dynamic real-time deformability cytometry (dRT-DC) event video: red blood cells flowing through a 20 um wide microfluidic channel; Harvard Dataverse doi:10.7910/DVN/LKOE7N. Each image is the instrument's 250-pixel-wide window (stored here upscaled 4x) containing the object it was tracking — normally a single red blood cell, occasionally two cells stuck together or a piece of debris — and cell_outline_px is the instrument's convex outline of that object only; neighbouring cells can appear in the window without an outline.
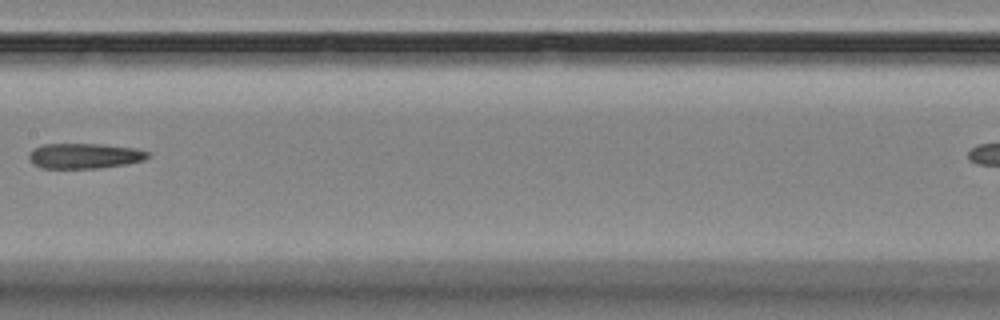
{"species": "Egyptian fruit bat (a non-hibernating species)", "species_latin": "Rousettus aegyptiacus", "temperature_condition": "room temperature", "stored_images_in_passage": 12, "camera_frame_rate_fps": 3000, "um_per_image_px": 0.085, "animal": {"sex": "female"}, "frame": {"image": 1, "passage_image": 9, "time_ms": 9.333, "image_size_px": [1000, 320], "cell_outline_px": [[152, 156], [144, 160], [128, 164], [100, 168], [40, 168], [32, 164], [28, 156], [36, 148], [44, 144], [96, 144], [136, 148], [148, 152]], "centroid_in_image_um": [7.22, 13.26], "position_along_channel_um": 200.2, "area_um2": 17.51}}
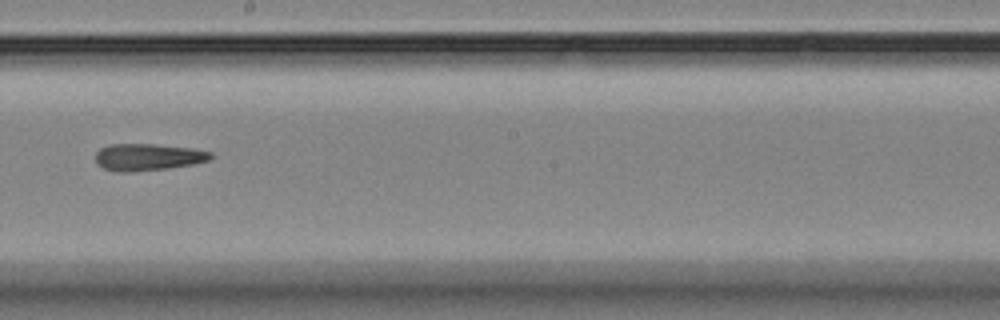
{"frame": {"image": 2, "passage_image": 10, "time_ms": 10.333, "image_size_px": [1000, 320], "cell_outline_px": [[212, 156], [208, 160], [192, 164], [168, 168], [132, 172], [120, 172], [104, 168], [96, 164], [96, 152], [100, 148], [108, 144], [156, 144], [192, 148], [212, 152]], "centroid_in_image_um": [12.54, 13.34], "position_along_channel_um": 235.7, "area_um2": 18.09}}
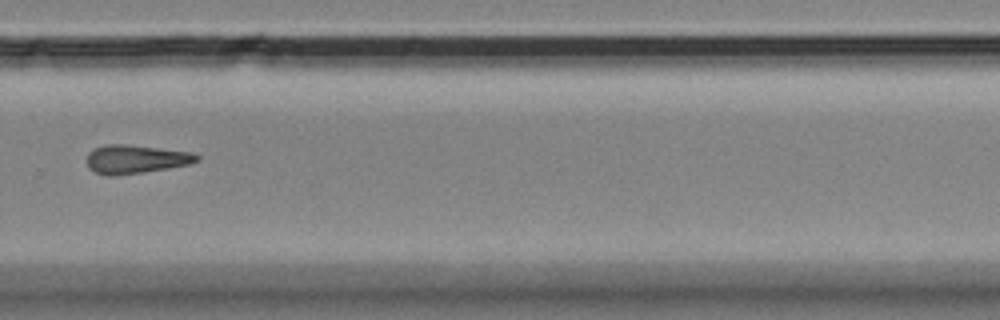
{"frame": {"image": 3, "passage_image": 12, "time_ms": 12.667, "image_size_px": [1000, 320], "cell_outline_px": [[200, 160], [192, 164], [144, 172], [116, 176], [108, 176], [96, 172], [88, 168], [88, 152], [96, 148], [108, 144], [124, 144], [192, 152], [200, 156]], "centroid_in_image_um": [11.57, 13.54], "position_along_channel_um": 318.2, "area_um2": 18.32}}